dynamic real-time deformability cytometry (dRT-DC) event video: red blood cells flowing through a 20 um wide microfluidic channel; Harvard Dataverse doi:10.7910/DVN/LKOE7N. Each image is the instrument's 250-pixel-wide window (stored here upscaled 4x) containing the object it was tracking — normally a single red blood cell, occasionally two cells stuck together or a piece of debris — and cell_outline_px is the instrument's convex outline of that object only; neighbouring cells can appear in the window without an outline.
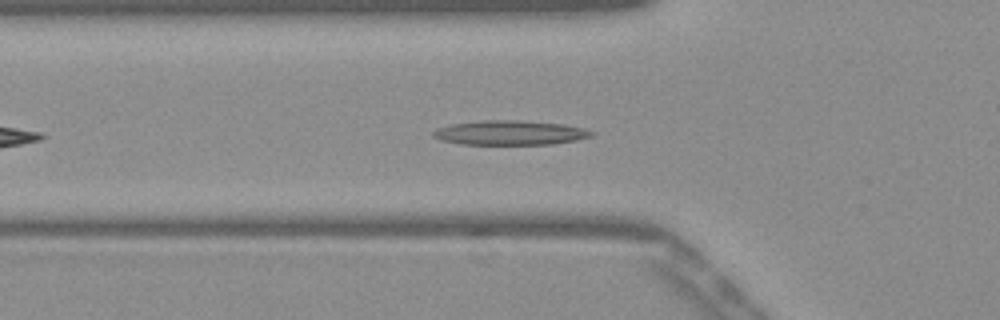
{"species": "Egyptian fruit bat (a non-hibernating species)", "species_latin": "Rousettus aegyptiacus", "temperature_condition": "warm", "stored_images_in_passage": 36, "camera_frame_rate_fps": 3000, "um_per_image_px": 0.085, "frame": {"image": 1, "passage_image": 7, "time_ms": 2.0, "image_size_px": [1000, 320], "cell_outline_px": [[596, 132], [592, 136], [576, 140], [552, 144], [460, 144], [440, 140], [432, 136], [432, 132], [436, 128], [452, 124], [484, 120], [520, 120], [564, 124], [584, 128]], "centroid_in_image_um": [43.35, 11.28], "position_along_channel_um": 82.4, "area_um2": 22.66}}
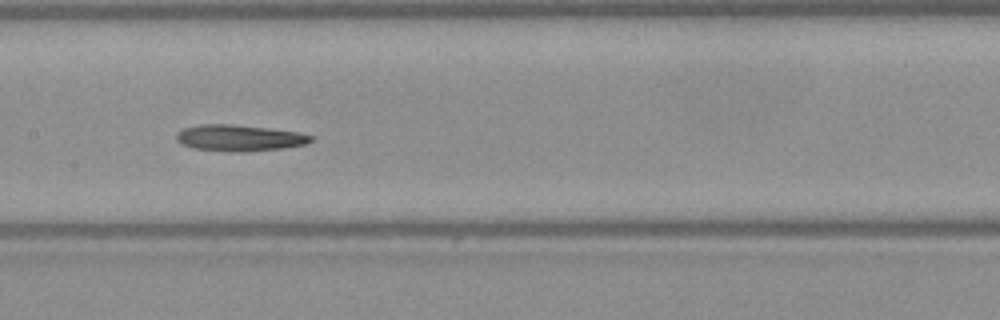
{"frame": {"image": 2, "passage_image": 15, "time_ms": 4.667, "image_size_px": [1000, 320], "cell_outline_px": [[316, 136], [312, 140], [304, 144], [284, 148], [244, 152], [228, 152], [192, 148], [180, 144], [176, 140], [176, 132], [184, 128], [200, 124], [232, 124], [268, 128], [296, 132]], "centroid_in_image_um": [20.3, 11.73], "position_along_channel_um": 187.1, "area_um2": 20.81}}
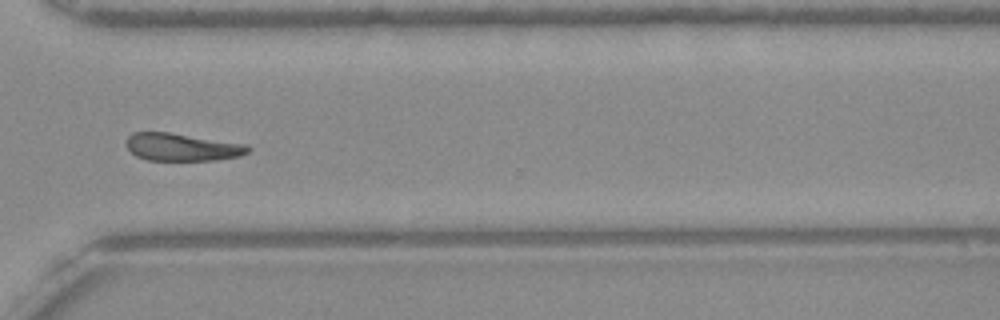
{"frame": {"image": 3, "passage_image": 28, "time_ms": 9.0, "image_size_px": [1000, 320], "cell_outline_px": [[252, 148], [248, 152], [240, 156], [216, 160], [148, 160], [136, 156], [128, 148], [124, 140], [132, 132], [168, 132], [248, 144]], "centroid_in_image_um": [15.48, 12.5], "position_along_channel_um": 355.1, "area_um2": 19.71}, "authors_computed_cell_mechanics": {"area_um2": 20.6057, "velocity_mm_per_s": 3.8887, "shape_relaxation_time_tau1_ms": 8.2571, "shape_relaxation_time_tau2_ms": null, "deformation_change_tau1": 0.2206, "deformation_change_tau2": null}}